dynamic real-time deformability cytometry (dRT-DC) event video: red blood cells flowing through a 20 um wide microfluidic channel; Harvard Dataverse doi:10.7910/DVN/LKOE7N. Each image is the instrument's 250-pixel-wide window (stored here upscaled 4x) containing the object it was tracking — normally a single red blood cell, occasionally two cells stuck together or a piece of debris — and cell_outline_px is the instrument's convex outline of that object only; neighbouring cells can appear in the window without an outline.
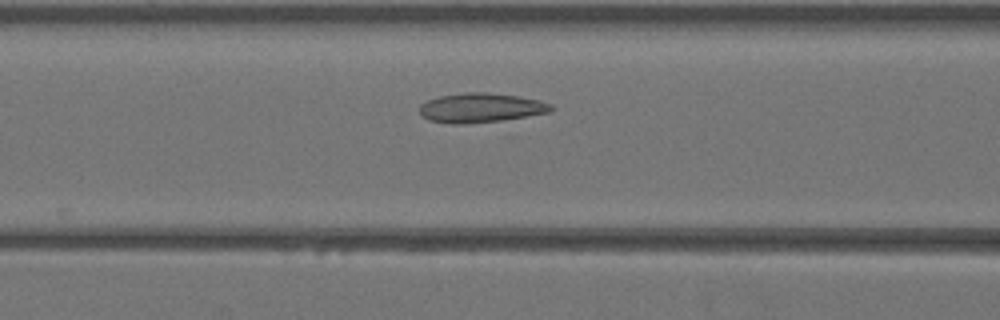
{"species": "Egyptian fruit bat (a non-hibernating species)", "species_latin": "Rousettus aegyptiacus", "temperature_condition": "warm", "stored_images_in_passage": 8, "camera_frame_rate_fps": 3000, "um_per_image_px": 0.085, "animal": {"sex": "female"}, "frame": {"image": 1, "passage_image": 7, "time_ms": 2.0, "image_size_px": [1000, 320], "cell_outline_px": [[552, 112], [500, 120], [464, 124], [452, 124], [428, 120], [420, 116], [420, 104], [428, 100], [440, 96], [464, 92], [484, 92], [516, 96], [536, 100], [552, 104]], "centroid_in_image_um": [40.81, 9.17], "position_along_channel_um": 125.8, "area_um2": 22.37}}